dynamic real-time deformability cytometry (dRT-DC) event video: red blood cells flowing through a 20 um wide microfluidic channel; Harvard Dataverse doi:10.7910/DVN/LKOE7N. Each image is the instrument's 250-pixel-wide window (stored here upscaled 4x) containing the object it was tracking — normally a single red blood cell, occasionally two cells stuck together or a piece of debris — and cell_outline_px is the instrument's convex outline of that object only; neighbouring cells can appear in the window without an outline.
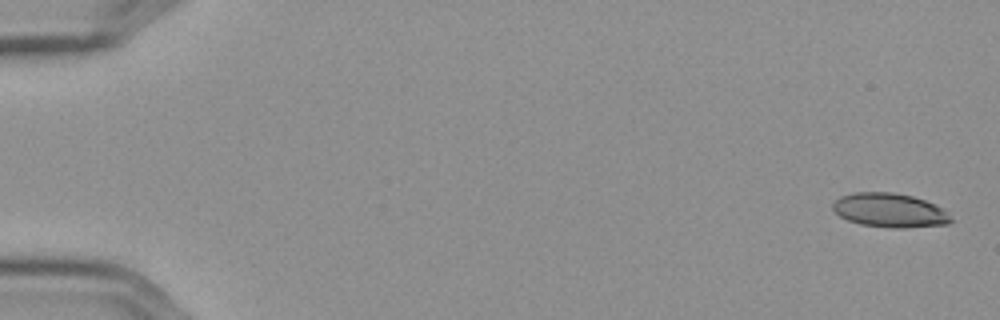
{"species": "Egyptian fruit bat (a non-hibernating species)", "species_latin": "Rousettus aegyptiacus", "temperature_condition": "cold", "stored_images_in_passage": 5, "camera_frame_rate_fps": 3000, "um_per_image_px": 0.085, "frame": {"image": 1, "passage_image": 1, "time_ms": 0.0, "image_size_px": [1000, 320], "cell_outline_px": [[952, 220], [948, 224], [904, 228], [892, 228], [860, 224], [848, 220], [840, 216], [832, 208], [832, 204], [840, 196], [856, 192], [892, 192], [912, 196], [924, 200], [940, 208]], "centroid_in_image_um": [75.57, 17.87], "position_along_channel_um": 9.4, "area_um2": 23.12}}